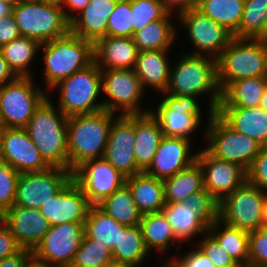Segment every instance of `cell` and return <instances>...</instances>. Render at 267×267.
Wrapping results in <instances>:
<instances>
[{
	"label": "cell",
	"instance_id": "9f6ffc18",
	"mask_svg": "<svg viewBox=\"0 0 267 267\" xmlns=\"http://www.w3.org/2000/svg\"><path fill=\"white\" fill-rule=\"evenodd\" d=\"M17 77L0 52V87L14 81Z\"/></svg>",
	"mask_w": 267,
	"mask_h": 267
},
{
	"label": "cell",
	"instance_id": "e7e4bbea",
	"mask_svg": "<svg viewBox=\"0 0 267 267\" xmlns=\"http://www.w3.org/2000/svg\"><path fill=\"white\" fill-rule=\"evenodd\" d=\"M264 39H267V12L264 19Z\"/></svg>",
	"mask_w": 267,
	"mask_h": 267
},
{
	"label": "cell",
	"instance_id": "4fadbf2b",
	"mask_svg": "<svg viewBox=\"0 0 267 267\" xmlns=\"http://www.w3.org/2000/svg\"><path fill=\"white\" fill-rule=\"evenodd\" d=\"M72 171L50 167L40 172L22 173L17 181L14 206L40 209L70 180Z\"/></svg>",
	"mask_w": 267,
	"mask_h": 267
},
{
	"label": "cell",
	"instance_id": "60d3db41",
	"mask_svg": "<svg viewBox=\"0 0 267 267\" xmlns=\"http://www.w3.org/2000/svg\"><path fill=\"white\" fill-rule=\"evenodd\" d=\"M112 260V250L106 243L88 238L84 234L80 248L69 267H107Z\"/></svg>",
	"mask_w": 267,
	"mask_h": 267
},
{
	"label": "cell",
	"instance_id": "3957f363",
	"mask_svg": "<svg viewBox=\"0 0 267 267\" xmlns=\"http://www.w3.org/2000/svg\"><path fill=\"white\" fill-rule=\"evenodd\" d=\"M67 124L68 117L47 97L25 127L50 167L68 169Z\"/></svg>",
	"mask_w": 267,
	"mask_h": 267
},
{
	"label": "cell",
	"instance_id": "f6af8a7d",
	"mask_svg": "<svg viewBox=\"0 0 267 267\" xmlns=\"http://www.w3.org/2000/svg\"><path fill=\"white\" fill-rule=\"evenodd\" d=\"M20 173L0 159V216L14 205Z\"/></svg>",
	"mask_w": 267,
	"mask_h": 267
},
{
	"label": "cell",
	"instance_id": "7dc6e473",
	"mask_svg": "<svg viewBox=\"0 0 267 267\" xmlns=\"http://www.w3.org/2000/svg\"><path fill=\"white\" fill-rule=\"evenodd\" d=\"M248 267H267V229L249 232Z\"/></svg>",
	"mask_w": 267,
	"mask_h": 267
},
{
	"label": "cell",
	"instance_id": "484cf974",
	"mask_svg": "<svg viewBox=\"0 0 267 267\" xmlns=\"http://www.w3.org/2000/svg\"><path fill=\"white\" fill-rule=\"evenodd\" d=\"M134 136L135 161L144 172L151 164L163 137L160 123L151 111L134 115Z\"/></svg>",
	"mask_w": 267,
	"mask_h": 267
},
{
	"label": "cell",
	"instance_id": "11a10c76",
	"mask_svg": "<svg viewBox=\"0 0 267 267\" xmlns=\"http://www.w3.org/2000/svg\"><path fill=\"white\" fill-rule=\"evenodd\" d=\"M90 1L91 0H64L62 10L65 17L71 21L75 17V14L79 15V13L90 3ZM65 8L71 12L67 11Z\"/></svg>",
	"mask_w": 267,
	"mask_h": 267
},
{
	"label": "cell",
	"instance_id": "91938a15",
	"mask_svg": "<svg viewBox=\"0 0 267 267\" xmlns=\"http://www.w3.org/2000/svg\"><path fill=\"white\" fill-rule=\"evenodd\" d=\"M262 228L267 229V196L263 201Z\"/></svg>",
	"mask_w": 267,
	"mask_h": 267
},
{
	"label": "cell",
	"instance_id": "7bdbcfd3",
	"mask_svg": "<svg viewBox=\"0 0 267 267\" xmlns=\"http://www.w3.org/2000/svg\"><path fill=\"white\" fill-rule=\"evenodd\" d=\"M107 36L133 37L131 0H118L107 22Z\"/></svg>",
	"mask_w": 267,
	"mask_h": 267
},
{
	"label": "cell",
	"instance_id": "db71d44e",
	"mask_svg": "<svg viewBox=\"0 0 267 267\" xmlns=\"http://www.w3.org/2000/svg\"><path fill=\"white\" fill-rule=\"evenodd\" d=\"M33 259L31 250L21 249L18 253L8 258L0 260V267H27Z\"/></svg>",
	"mask_w": 267,
	"mask_h": 267
},
{
	"label": "cell",
	"instance_id": "003e7915",
	"mask_svg": "<svg viewBox=\"0 0 267 267\" xmlns=\"http://www.w3.org/2000/svg\"><path fill=\"white\" fill-rule=\"evenodd\" d=\"M23 2H31V3H36V2H42V0H21Z\"/></svg>",
	"mask_w": 267,
	"mask_h": 267
},
{
	"label": "cell",
	"instance_id": "bcb514c9",
	"mask_svg": "<svg viewBox=\"0 0 267 267\" xmlns=\"http://www.w3.org/2000/svg\"><path fill=\"white\" fill-rule=\"evenodd\" d=\"M203 235L204 238H201L196 247L212 261L215 267H240L209 232Z\"/></svg>",
	"mask_w": 267,
	"mask_h": 267
},
{
	"label": "cell",
	"instance_id": "4dcf8cb0",
	"mask_svg": "<svg viewBox=\"0 0 267 267\" xmlns=\"http://www.w3.org/2000/svg\"><path fill=\"white\" fill-rule=\"evenodd\" d=\"M163 182L166 204L182 202L204 189L203 172L197 161Z\"/></svg>",
	"mask_w": 267,
	"mask_h": 267
},
{
	"label": "cell",
	"instance_id": "30bf717a",
	"mask_svg": "<svg viewBox=\"0 0 267 267\" xmlns=\"http://www.w3.org/2000/svg\"><path fill=\"white\" fill-rule=\"evenodd\" d=\"M267 192L246 181L219 203V220L248 232L262 228Z\"/></svg>",
	"mask_w": 267,
	"mask_h": 267
},
{
	"label": "cell",
	"instance_id": "f35d334b",
	"mask_svg": "<svg viewBox=\"0 0 267 267\" xmlns=\"http://www.w3.org/2000/svg\"><path fill=\"white\" fill-rule=\"evenodd\" d=\"M245 0H201L198 10L233 34L238 30Z\"/></svg>",
	"mask_w": 267,
	"mask_h": 267
},
{
	"label": "cell",
	"instance_id": "1f68e13d",
	"mask_svg": "<svg viewBox=\"0 0 267 267\" xmlns=\"http://www.w3.org/2000/svg\"><path fill=\"white\" fill-rule=\"evenodd\" d=\"M171 13L162 19L148 23L133 35L138 51L170 49L175 43L176 25L171 22Z\"/></svg>",
	"mask_w": 267,
	"mask_h": 267
},
{
	"label": "cell",
	"instance_id": "d6a6232c",
	"mask_svg": "<svg viewBox=\"0 0 267 267\" xmlns=\"http://www.w3.org/2000/svg\"><path fill=\"white\" fill-rule=\"evenodd\" d=\"M221 228L222 230H220ZM208 232L219 242L240 267H248V231L228 226L218 219L212 225H209Z\"/></svg>",
	"mask_w": 267,
	"mask_h": 267
},
{
	"label": "cell",
	"instance_id": "ab89813d",
	"mask_svg": "<svg viewBox=\"0 0 267 267\" xmlns=\"http://www.w3.org/2000/svg\"><path fill=\"white\" fill-rule=\"evenodd\" d=\"M267 0H245L244 11L234 38L264 39Z\"/></svg>",
	"mask_w": 267,
	"mask_h": 267
},
{
	"label": "cell",
	"instance_id": "52a82bcc",
	"mask_svg": "<svg viewBox=\"0 0 267 267\" xmlns=\"http://www.w3.org/2000/svg\"><path fill=\"white\" fill-rule=\"evenodd\" d=\"M207 124L205 149L214 157L248 171L262 146L246 134L234 131L216 113H209Z\"/></svg>",
	"mask_w": 267,
	"mask_h": 267
},
{
	"label": "cell",
	"instance_id": "680465c9",
	"mask_svg": "<svg viewBox=\"0 0 267 267\" xmlns=\"http://www.w3.org/2000/svg\"><path fill=\"white\" fill-rule=\"evenodd\" d=\"M107 267H138L135 264L128 263V262H122V261H116L112 260Z\"/></svg>",
	"mask_w": 267,
	"mask_h": 267
},
{
	"label": "cell",
	"instance_id": "f546056e",
	"mask_svg": "<svg viewBox=\"0 0 267 267\" xmlns=\"http://www.w3.org/2000/svg\"><path fill=\"white\" fill-rule=\"evenodd\" d=\"M162 212L180 242L208 232L209 224L192 209H188L184 201L165 204Z\"/></svg>",
	"mask_w": 267,
	"mask_h": 267
},
{
	"label": "cell",
	"instance_id": "ba28073f",
	"mask_svg": "<svg viewBox=\"0 0 267 267\" xmlns=\"http://www.w3.org/2000/svg\"><path fill=\"white\" fill-rule=\"evenodd\" d=\"M13 15L21 36L32 38L40 44L70 32V21L58 6L21 1L13 7Z\"/></svg>",
	"mask_w": 267,
	"mask_h": 267
},
{
	"label": "cell",
	"instance_id": "cb8c5ba5",
	"mask_svg": "<svg viewBox=\"0 0 267 267\" xmlns=\"http://www.w3.org/2000/svg\"><path fill=\"white\" fill-rule=\"evenodd\" d=\"M118 0H91L90 3L70 21V32L93 45L107 36L108 18Z\"/></svg>",
	"mask_w": 267,
	"mask_h": 267
},
{
	"label": "cell",
	"instance_id": "f907efd6",
	"mask_svg": "<svg viewBox=\"0 0 267 267\" xmlns=\"http://www.w3.org/2000/svg\"><path fill=\"white\" fill-rule=\"evenodd\" d=\"M21 249L7 224L0 217V260L15 255Z\"/></svg>",
	"mask_w": 267,
	"mask_h": 267
},
{
	"label": "cell",
	"instance_id": "9c48e42d",
	"mask_svg": "<svg viewBox=\"0 0 267 267\" xmlns=\"http://www.w3.org/2000/svg\"><path fill=\"white\" fill-rule=\"evenodd\" d=\"M32 77H17L0 87V121L2 128H25L36 109L48 97L47 91L35 87Z\"/></svg>",
	"mask_w": 267,
	"mask_h": 267
},
{
	"label": "cell",
	"instance_id": "ac0fdd59",
	"mask_svg": "<svg viewBox=\"0 0 267 267\" xmlns=\"http://www.w3.org/2000/svg\"><path fill=\"white\" fill-rule=\"evenodd\" d=\"M206 189L220 203L247 181V171L238 164L218 159L205 148L197 152Z\"/></svg>",
	"mask_w": 267,
	"mask_h": 267
},
{
	"label": "cell",
	"instance_id": "7c38bea8",
	"mask_svg": "<svg viewBox=\"0 0 267 267\" xmlns=\"http://www.w3.org/2000/svg\"><path fill=\"white\" fill-rule=\"evenodd\" d=\"M162 94H165L164 99H161L156 111L151 110V113L158 119L163 136L190 140V134L197 130L202 121L197 97Z\"/></svg>",
	"mask_w": 267,
	"mask_h": 267
},
{
	"label": "cell",
	"instance_id": "7402d4cb",
	"mask_svg": "<svg viewBox=\"0 0 267 267\" xmlns=\"http://www.w3.org/2000/svg\"><path fill=\"white\" fill-rule=\"evenodd\" d=\"M22 249H33L49 231L50 224L39 209L12 206L0 216Z\"/></svg>",
	"mask_w": 267,
	"mask_h": 267
},
{
	"label": "cell",
	"instance_id": "44dd1931",
	"mask_svg": "<svg viewBox=\"0 0 267 267\" xmlns=\"http://www.w3.org/2000/svg\"><path fill=\"white\" fill-rule=\"evenodd\" d=\"M191 143L183 137L163 136L145 174L164 180L192 165L197 153L191 154Z\"/></svg>",
	"mask_w": 267,
	"mask_h": 267
},
{
	"label": "cell",
	"instance_id": "7a4b0ae2",
	"mask_svg": "<svg viewBox=\"0 0 267 267\" xmlns=\"http://www.w3.org/2000/svg\"><path fill=\"white\" fill-rule=\"evenodd\" d=\"M172 96H194L209 93V111L215 113L221 100L217 83L216 59L206 55L184 53L170 69V79L165 91Z\"/></svg>",
	"mask_w": 267,
	"mask_h": 267
},
{
	"label": "cell",
	"instance_id": "ee69618b",
	"mask_svg": "<svg viewBox=\"0 0 267 267\" xmlns=\"http://www.w3.org/2000/svg\"><path fill=\"white\" fill-rule=\"evenodd\" d=\"M184 203L209 225L219 219V203L206 189L193 193L184 200Z\"/></svg>",
	"mask_w": 267,
	"mask_h": 267
},
{
	"label": "cell",
	"instance_id": "836d02e7",
	"mask_svg": "<svg viewBox=\"0 0 267 267\" xmlns=\"http://www.w3.org/2000/svg\"><path fill=\"white\" fill-rule=\"evenodd\" d=\"M40 45L32 38L20 36L1 46L0 52L18 77H32L29 68L37 52L41 51Z\"/></svg>",
	"mask_w": 267,
	"mask_h": 267
},
{
	"label": "cell",
	"instance_id": "2e32d148",
	"mask_svg": "<svg viewBox=\"0 0 267 267\" xmlns=\"http://www.w3.org/2000/svg\"><path fill=\"white\" fill-rule=\"evenodd\" d=\"M72 178L91 206L100 204L125 184L126 180V177L104 158L83 162L72 172Z\"/></svg>",
	"mask_w": 267,
	"mask_h": 267
},
{
	"label": "cell",
	"instance_id": "9a60e30c",
	"mask_svg": "<svg viewBox=\"0 0 267 267\" xmlns=\"http://www.w3.org/2000/svg\"><path fill=\"white\" fill-rule=\"evenodd\" d=\"M177 18L186 27L188 39L196 49L195 53L188 54L212 56L216 59L234 39L232 32L197 8L183 12Z\"/></svg>",
	"mask_w": 267,
	"mask_h": 267
},
{
	"label": "cell",
	"instance_id": "74e56055",
	"mask_svg": "<svg viewBox=\"0 0 267 267\" xmlns=\"http://www.w3.org/2000/svg\"><path fill=\"white\" fill-rule=\"evenodd\" d=\"M147 250L140 225L126 226L119 231L118 244L112 250L113 260L140 266L147 257Z\"/></svg>",
	"mask_w": 267,
	"mask_h": 267
},
{
	"label": "cell",
	"instance_id": "f5cc1de1",
	"mask_svg": "<svg viewBox=\"0 0 267 267\" xmlns=\"http://www.w3.org/2000/svg\"><path fill=\"white\" fill-rule=\"evenodd\" d=\"M168 13H175V16L183 12L198 8L201 0H159ZM174 8L177 10L173 11ZM173 12V13H172Z\"/></svg>",
	"mask_w": 267,
	"mask_h": 267
},
{
	"label": "cell",
	"instance_id": "8d00e7d4",
	"mask_svg": "<svg viewBox=\"0 0 267 267\" xmlns=\"http://www.w3.org/2000/svg\"><path fill=\"white\" fill-rule=\"evenodd\" d=\"M125 227L98 206H90L84 222V234L88 238L106 243L113 250L114 246L118 244L119 231H122Z\"/></svg>",
	"mask_w": 267,
	"mask_h": 267
},
{
	"label": "cell",
	"instance_id": "b9f144b4",
	"mask_svg": "<svg viewBox=\"0 0 267 267\" xmlns=\"http://www.w3.org/2000/svg\"><path fill=\"white\" fill-rule=\"evenodd\" d=\"M133 35L168 12L159 0H131Z\"/></svg>",
	"mask_w": 267,
	"mask_h": 267
},
{
	"label": "cell",
	"instance_id": "603a6c76",
	"mask_svg": "<svg viewBox=\"0 0 267 267\" xmlns=\"http://www.w3.org/2000/svg\"><path fill=\"white\" fill-rule=\"evenodd\" d=\"M138 53L133 37L105 36L93 45L94 62L100 69H134Z\"/></svg>",
	"mask_w": 267,
	"mask_h": 267
},
{
	"label": "cell",
	"instance_id": "681fc988",
	"mask_svg": "<svg viewBox=\"0 0 267 267\" xmlns=\"http://www.w3.org/2000/svg\"><path fill=\"white\" fill-rule=\"evenodd\" d=\"M163 267H215L212 261L198 248L192 249L180 258L165 261Z\"/></svg>",
	"mask_w": 267,
	"mask_h": 267
},
{
	"label": "cell",
	"instance_id": "816d5d0a",
	"mask_svg": "<svg viewBox=\"0 0 267 267\" xmlns=\"http://www.w3.org/2000/svg\"><path fill=\"white\" fill-rule=\"evenodd\" d=\"M20 36L13 13L0 18V47Z\"/></svg>",
	"mask_w": 267,
	"mask_h": 267
},
{
	"label": "cell",
	"instance_id": "94428289",
	"mask_svg": "<svg viewBox=\"0 0 267 267\" xmlns=\"http://www.w3.org/2000/svg\"><path fill=\"white\" fill-rule=\"evenodd\" d=\"M27 267H57L54 265L46 264L35 260L34 258L27 264Z\"/></svg>",
	"mask_w": 267,
	"mask_h": 267
},
{
	"label": "cell",
	"instance_id": "f1b7e54d",
	"mask_svg": "<svg viewBox=\"0 0 267 267\" xmlns=\"http://www.w3.org/2000/svg\"><path fill=\"white\" fill-rule=\"evenodd\" d=\"M266 86L267 76L234 81L221 92L218 107H258Z\"/></svg>",
	"mask_w": 267,
	"mask_h": 267
},
{
	"label": "cell",
	"instance_id": "d4e9b609",
	"mask_svg": "<svg viewBox=\"0 0 267 267\" xmlns=\"http://www.w3.org/2000/svg\"><path fill=\"white\" fill-rule=\"evenodd\" d=\"M234 131L267 145V111L258 107H217L215 112Z\"/></svg>",
	"mask_w": 267,
	"mask_h": 267
},
{
	"label": "cell",
	"instance_id": "6125c7cd",
	"mask_svg": "<svg viewBox=\"0 0 267 267\" xmlns=\"http://www.w3.org/2000/svg\"><path fill=\"white\" fill-rule=\"evenodd\" d=\"M259 107L267 111V86L262 98L260 99Z\"/></svg>",
	"mask_w": 267,
	"mask_h": 267
},
{
	"label": "cell",
	"instance_id": "c3c4849f",
	"mask_svg": "<svg viewBox=\"0 0 267 267\" xmlns=\"http://www.w3.org/2000/svg\"><path fill=\"white\" fill-rule=\"evenodd\" d=\"M247 181L267 192V145L261 147L258 156L248 169Z\"/></svg>",
	"mask_w": 267,
	"mask_h": 267
},
{
	"label": "cell",
	"instance_id": "03108f58",
	"mask_svg": "<svg viewBox=\"0 0 267 267\" xmlns=\"http://www.w3.org/2000/svg\"><path fill=\"white\" fill-rule=\"evenodd\" d=\"M4 2L10 3L12 6H16L21 0H2Z\"/></svg>",
	"mask_w": 267,
	"mask_h": 267
},
{
	"label": "cell",
	"instance_id": "e575fe53",
	"mask_svg": "<svg viewBox=\"0 0 267 267\" xmlns=\"http://www.w3.org/2000/svg\"><path fill=\"white\" fill-rule=\"evenodd\" d=\"M139 225L142 230L145 246L149 253L154 248L164 253L169 249L171 243H176V241L180 242L176 238L171 225L168 223L162 211L142 215Z\"/></svg>",
	"mask_w": 267,
	"mask_h": 267
},
{
	"label": "cell",
	"instance_id": "6f0895ef",
	"mask_svg": "<svg viewBox=\"0 0 267 267\" xmlns=\"http://www.w3.org/2000/svg\"><path fill=\"white\" fill-rule=\"evenodd\" d=\"M13 7L10 3L0 0V18L12 14Z\"/></svg>",
	"mask_w": 267,
	"mask_h": 267
},
{
	"label": "cell",
	"instance_id": "8992f818",
	"mask_svg": "<svg viewBox=\"0 0 267 267\" xmlns=\"http://www.w3.org/2000/svg\"><path fill=\"white\" fill-rule=\"evenodd\" d=\"M53 88L60 91L58 108L67 117L104 110L103 101H96L102 92V78L101 69L94 61Z\"/></svg>",
	"mask_w": 267,
	"mask_h": 267
},
{
	"label": "cell",
	"instance_id": "d590c367",
	"mask_svg": "<svg viewBox=\"0 0 267 267\" xmlns=\"http://www.w3.org/2000/svg\"><path fill=\"white\" fill-rule=\"evenodd\" d=\"M97 206L120 224L125 226L140 224L142 214L126 183Z\"/></svg>",
	"mask_w": 267,
	"mask_h": 267
},
{
	"label": "cell",
	"instance_id": "ffe728a7",
	"mask_svg": "<svg viewBox=\"0 0 267 267\" xmlns=\"http://www.w3.org/2000/svg\"><path fill=\"white\" fill-rule=\"evenodd\" d=\"M90 206L87 197L72 178L39 210L50 226H57L63 223H84Z\"/></svg>",
	"mask_w": 267,
	"mask_h": 267
},
{
	"label": "cell",
	"instance_id": "8fae6325",
	"mask_svg": "<svg viewBox=\"0 0 267 267\" xmlns=\"http://www.w3.org/2000/svg\"><path fill=\"white\" fill-rule=\"evenodd\" d=\"M102 91L109 99L104 100V110L118 115H135L148 113L151 110H141L140 101L144 89L134 69H101Z\"/></svg>",
	"mask_w": 267,
	"mask_h": 267
},
{
	"label": "cell",
	"instance_id": "5bb4252c",
	"mask_svg": "<svg viewBox=\"0 0 267 267\" xmlns=\"http://www.w3.org/2000/svg\"><path fill=\"white\" fill-rule=\"evenodd\" d=\"M84 223H63L50 226L39 244L33 249V258L57 267H69L80 248Z\"/></svg>",
	"mask_w": 267,
	"mask_h": 267
},
{
	"label": "cell",
	"instance_id": "83f0119b",
	"mask_svg": "<svg viewBox=\"0 0 267 267\" xmlns=\"http://www.w3.org/2000/svg\"><path fill=\"white\" fill-rule=\"evenodd\" d=\"M133 199L142 215L161 212L165 206L164 182L144 172L127 177Z\"/></svg>",
	"mask_w": 267,
	"mask_h": 267
},
{
	"label": "cell",
	"instance_id": "5b68a950",
	"mask_svg": "<svg viewBox=\"0 0 267 267\" xmlns=\"http://www.w3.org/2000/svg\"><path fill=\"white\" fill-rule=\"evenodd\" d=\"M44 78L49 91L61 80L86 68L94 61L93 44L69 32L42 43Z\"/></svg>",
	"mask_w": 267,
	"mask_h": 267
},
{
	"label": "cell",
	"instance_id": "4316f807",
	"mask_svg": "<svg viewBox=\"0 0 267 267\" xmlns=\"http://www.w3.org/2000/svg\"><path fill=\"white\" fill-rule=\"evenodd\" d=\"M169 51L170 49L149 50L138 53L134 71L144 90L150 86L161 93L166 91L171 69L166 57Z\"/></svg>",
	"mask_w": 267,
	"mask_h": 267
},
{
	"label": "cell",
	"instance_id": "e0dca14e",
	"mask_svg": "<svg viewBox=\"0 0 267 267\" xmlns=\"http://www.w3.org/2000/svg\"><path fill=\"white\" fill-rule=\"evenodd\" d=\"M0 159L20 174L50 168L25 128L0 129Z\"/></svg>",
	"mask_w": 267,
	"mask_h": 267
},
{
	"label": "cell",
	"instance_id": "277c9868",
	"mask_svg": "<svg viewBox=\"0 0 267 267\" xmlns=\"http://www.w3.org/2000/svg\"><path fill=\"white\" fill-rule=\"evenodd\" d=\"M216 70L221 92L239 79L267 76V39L234 38L216 58Z\"/></svg>",
	"mask_w": 267,
	"mask_h": 267
},
{
	"label": "cell",
	"instance_id": "6da1fadb",
	"mask_svg": "<svg viewBox=\"0 0 267 267\" xmlns=\"http://www.w3.org/2000/svg\"><path fill=\"white\" fill-rule=\"evenodd\" d=\"M106 110L68 117V170L72 172L83 162L103 158L113 120Z\"/></svg>",
	"mask_w": 267,
	"mask_h": 267
},
{
	"label": "cell",
	"instance_id": "d6986e66",
	"mask_svg": "<svg viewBox=\"0 0 267 267\" xmlns=\"http://www.w3.org/2000/svg\"><path fill=\"white\" fill-rule=\"evenodd\" d=\"M134 115H118L112 122L103 158L124 177L142 173L134 155Z\"/></svg>",
	"mask_w": 267,
	"mask_h": 267
},
{
	"label": "cell",
	"instance_id": "be15d7a7",
	"mask_svg": "<svg viewBox=\"0 0 267 267\" xmlns=\"http://www.w3.org/2000/svg\"><path fill=\"white\" fill-rule=\"evenodd\" d=\"M42 2L48 5H54L62 8L64 0H42Z\"/></svg>",
	"mask_w": 267,
	"mask_h": 267
}]
</instances>
